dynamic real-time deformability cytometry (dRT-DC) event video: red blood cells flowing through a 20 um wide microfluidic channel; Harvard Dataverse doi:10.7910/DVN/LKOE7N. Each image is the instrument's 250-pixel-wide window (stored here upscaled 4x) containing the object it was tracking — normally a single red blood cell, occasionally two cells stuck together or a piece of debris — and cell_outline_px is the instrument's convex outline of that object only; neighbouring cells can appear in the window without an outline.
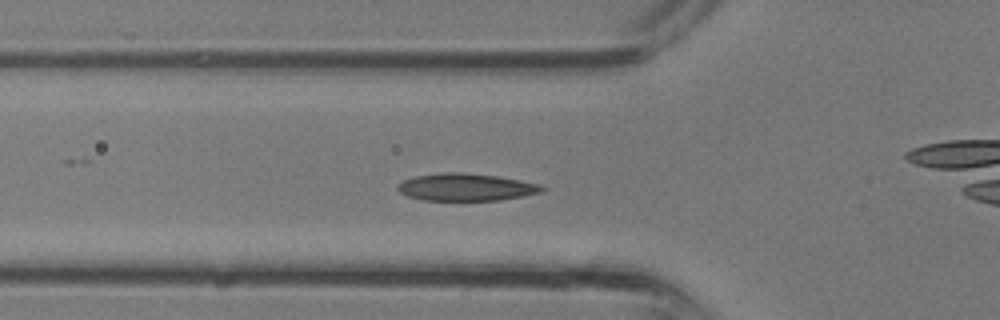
{"species": "common noctule bat (a hibernating species)", "species_latin": "Nyctalus noctula", "temperature_condition": "room temperature", "stored_images_in_passage": 24, "camera_frame_rate_fps": 3000, "um_per_image_px": 0.085, "animal": {"sex": "male", "body_mass_g": 13.3}, "frame": {"image": 1, "passage_image": 2, "time_ms": 0.333, "image_size_px": [1000, 320], "cell_outline_px": [[548, 188], [540, 192], [500, 200], [424, 200], [408, 196], [400, 192], [396, 188], [396, 184], [404, 180], [416, 176], [444, 172], [460, 172], [496, 176], [540, 184]], "centroid_in_image_um": [39.58, 15.9], "position_along_channel_um": 86.2, "area_um2": 22.77}}
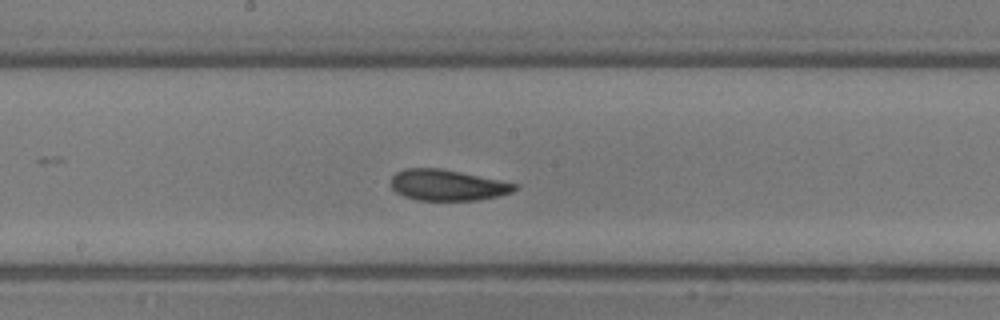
{"frame": {"image": 2, "passage_image": 8, "time_ms": 2.333, "image_size_px": [1000, 320], "cell_outline_px": [[520, 188], [512, 192], [500, 196], [476, 200], [416, 200], [404, 196], [396, 192], [392, 188], [392, 176], [396, 172], [404, 168], [440, 168], [520, 184]], "centroid_in_image_um": [38.07, 15.73], "position_along_channel_um": 210.1, "area_um2": 22.43}}
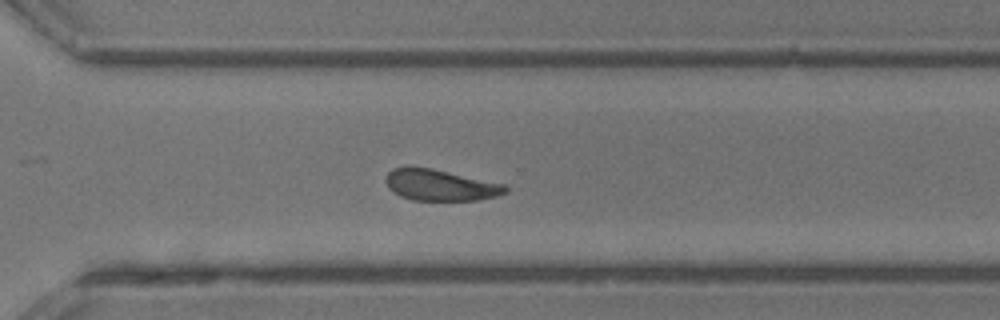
{"frame": {"image": 3, "passage_image": 14, "time_ms": 4.333, "image_size_px": [1000, 320], "cell_outline_px": [[508, 192], [496, 196], [480, 200], [412, 200], [400, 196], [392, 192], [388, 188], [384, 180], [388, 172], [392, 168], [408, 164], [432, 168], [504, 184], [508, 188]], "centroid_in_image_um": [37.35, 15.71], "position_along_channel_um": 333.3, "area_um2": 22.25}}